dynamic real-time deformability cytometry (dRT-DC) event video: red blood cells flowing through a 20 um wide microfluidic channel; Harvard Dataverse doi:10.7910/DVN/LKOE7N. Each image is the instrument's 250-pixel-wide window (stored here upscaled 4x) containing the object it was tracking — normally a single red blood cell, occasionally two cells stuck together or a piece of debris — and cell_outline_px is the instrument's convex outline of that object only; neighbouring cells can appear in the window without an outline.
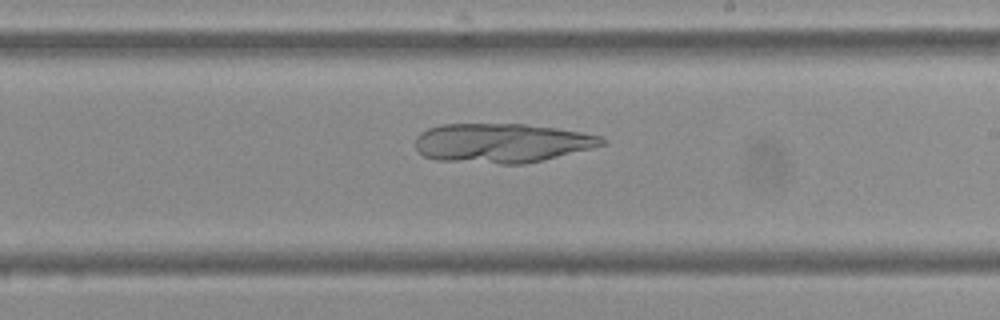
{"species": "Egyptian fruit bat (a non-hibernating species)", "species_latin": "Rousettus aegyptiacus", "temperature_condition": "cold", "stored_images_in_passage": 53, "camera_frame_rate_fps": 3000, "um_per_image_px": 0.085, "frame": {"image": 1, "passage_image": 31, "time_ms": 10.0, "image_size_px": [1000, 320], "cell_outline_px": [[608, 144], [592, 148], [524, 164], [500, 164], [436, 160], [424, 156], [416, 148], [416, 136], [420, 132], [428, 128], [440, 124], [524, 124], [556, 128], [580, 132], [600, 136], [608, 140]], "centroid_in_image_um": [42.64, 12.15], "position_along_channel_um": 246.4, "area_um2": 42.77}}